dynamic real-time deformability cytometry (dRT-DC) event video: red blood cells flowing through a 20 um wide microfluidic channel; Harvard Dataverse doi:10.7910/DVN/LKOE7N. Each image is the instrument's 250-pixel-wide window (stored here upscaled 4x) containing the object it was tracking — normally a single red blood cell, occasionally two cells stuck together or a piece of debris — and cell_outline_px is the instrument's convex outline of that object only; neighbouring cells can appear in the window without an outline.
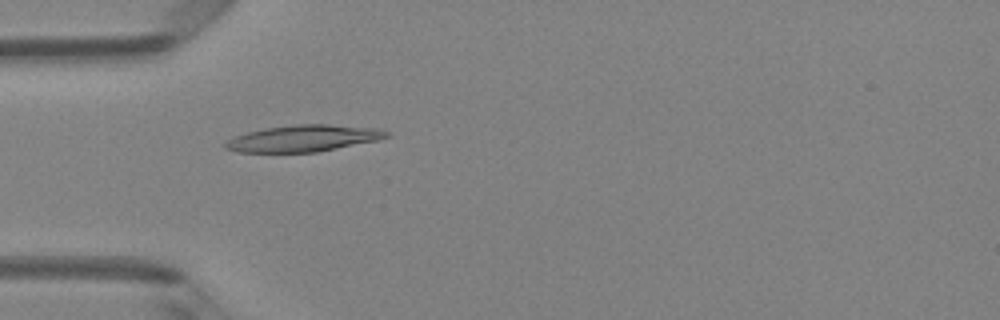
{"species": "Egyptian fruit bat (a non-hibernating species)", "species_latin": "Rousettus aegyptiacus", "temperature_condition": "room temperature", "stored_images_in_passage": 4, "camera_frame_rate_fps": 3000, "um_per_image_px": 0.085, "animal": {"sex": "female"}, "frame": {"image": 1, "passage_image": 4, "time_ms": 1.0, "image_size_px": [1000, 320], "cell_outline_px": [[392, 136], [380, 140], [316, 152], [240, 152], [224, 148], [224, 144], [232, 136], [264, 128], [296, 124], [328, 124], [380, 128], [388, 132]], "centroid_in_image_um": [25.83, 11.75], "position_along_channel_um": 59.2, "area_um2": 25.14}}